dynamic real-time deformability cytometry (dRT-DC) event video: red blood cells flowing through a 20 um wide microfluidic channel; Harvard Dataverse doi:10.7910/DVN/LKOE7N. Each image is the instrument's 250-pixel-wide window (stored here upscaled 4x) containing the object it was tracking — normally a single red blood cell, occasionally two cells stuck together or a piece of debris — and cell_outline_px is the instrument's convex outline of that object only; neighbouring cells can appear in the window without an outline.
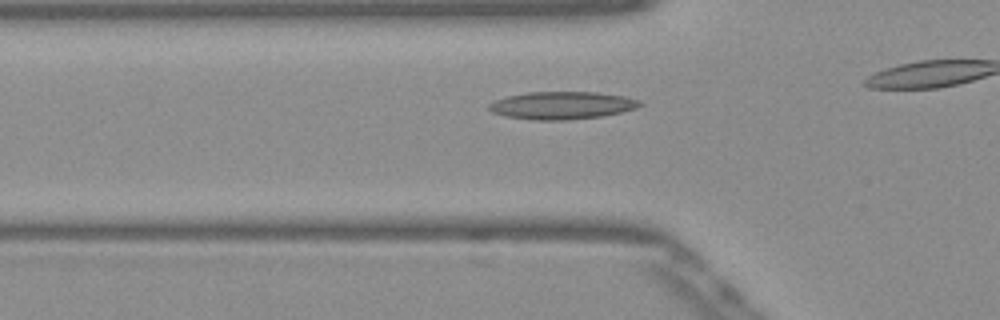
{"species": "Egyptian fruit bat (a non-hibernating species)", "species_latin": "Rousettus aegyptiacus", "temperature_condition": "warm", "stored_images_in_passage": 29, "camera_frame_rate_fps": 3000, "um_per_image_px": 0.085, "frame": {"image": 1, "passage_image": 5, "time_ms": 1.333, "image_size_px": [1000, 320], "cell_outline_px": [[644, 104], [636, 108], [604, 116], [568, 120], [532, 120], [504, 116], [492, 112], [488, 108], [488, 104], [496, 100], [508, 96], [528, 92], [596, 92], [624, 96], [640, 100]], "centroid_in_image_um": [47.78, 8.96], "position_along_channel_um": 78.0, "area_um2": 24.39}}
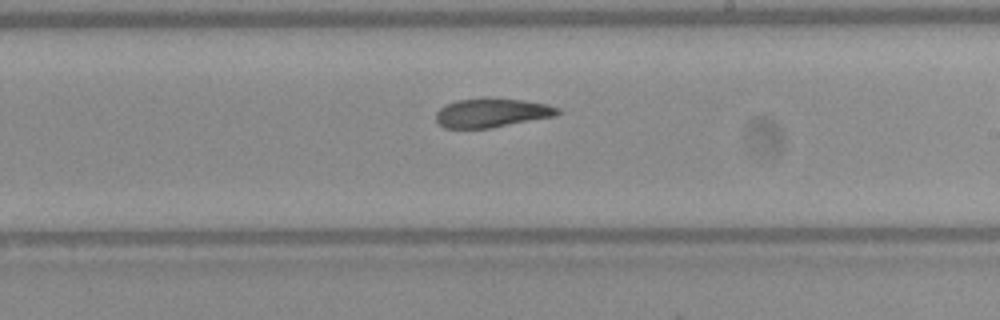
{"frame": {"image": 2, "passage_image": 18, "time_ms": 5.667, "image_size_px": [1000, 320], "cell_outline_px": [[560, 112], [556, 116], [488, 128], [444, 128], [436, 120], [436, 112], [444, 104], [456, 100], [484, 96], [492, 96], [524, 100], [544, 104], [560, 108]], "centroid_in_image_um": [41.77, 9.55], "position_along_channel_um": 247.2, "area_um2": 20.98}}
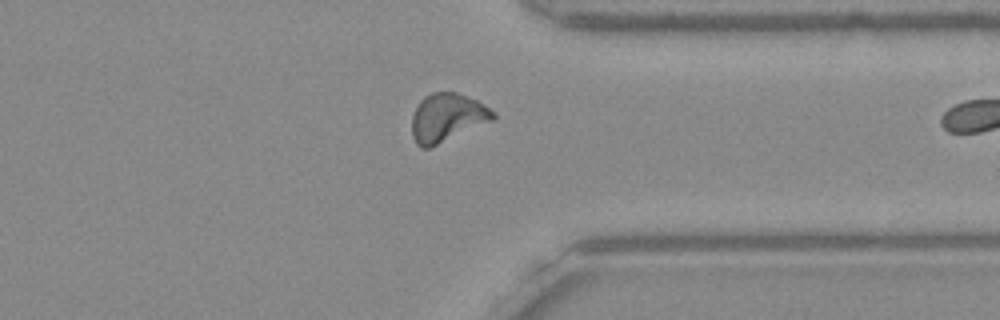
{"frame": {"image": 3, "passage_image": 28, "time_ms": 9.0, "image_size_px": [1000, 320], "cell_outline_px": [[496, 116], [492, 120], [428, 148], [420, 148], [416, 144], [412, 136], [412, 116], [420, 100], [424, 96], [432, 92], [456, 92], [476, 100], [496, 112]], "centroid_in_image_um": [37.97, 9.98], "position_along_channel_um": 373.4, "area_um2": 22.54}}